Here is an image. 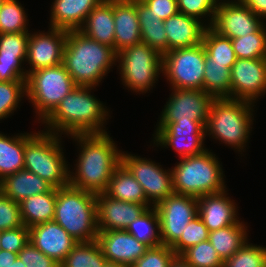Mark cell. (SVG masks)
<instances>
[{"label": "cell", "instance_id": "20", "mask_svg": "<svg viewBox=\"0 0 266 267\" xmlns=\"http://www.w3.org/2000/svg\"><path fill=\"white\" fill-rule=\"evenodd\" d=\"M97 242L107 262L129 267L149 248L126 230L99 231Z\"/></svg>", "mask_w": 266, "mask_h": 267}, {"label": "cell", "instance_id": "43", "mask_svg": "<svg viewBox=\"0 0 266 267\" xmlns=\"http://www.w3.org/2000/svg\"><path fill=\"white\" fill-rule=\"evenodd\" d=\"M209 231L199 216L192 219L185 229L179 240L171 247L176 255H181L189 247L208 240Z\"/></svg>", "mask_w": 266, "mask_h": 267}, {"label": "cell", "instance_id": "5", "mask_svg": "<svg viewBox=\"0 0 266 267\" xmlns=\"http://www.w3.org/2000/svg\"><path fill=\"white\" fill-rule=\"evenodd\" d=\"M36 130L25 131L24 169L55 188L67 186L70 162L64 148L66 136L41 130V127Z\"/></svg>", "mask_w": 266, "mask_h": 267}, {"label": "cell", "instance_id": "48", "mask_svg": "<svg viewBox=\"0 0 266 267\" xmlns=\"http://www.w3.org/2000/svg\"><path fill=\"white\" fill-rule=\"evenodd\" d=\"M156 16L163 21L177 14V0H141Z\"/></svg>", "mask_w": 266, "mask_h": 267}, {"label": "cell", "instance_id": "22", "mask_svg": "<svg viewBox=\"0 0 266 267\" xmlns=\"http://www.w3.org/2000/svg\"><path fill=\"white\" fill-rule=\"evenodd\" d=\"M29 241L48 257L61 264L78 243L55 221L40 223L29 228Z\"/></svg>", "mask_w": 266, "mask_h": 267}, {"label": "cell", "instance_id": "4", "mask_svg": "<svg viewBox=\"0 0 266 267\" xmlns=\"http://www.w3.org/2000/svg\"><path fill=\"white\" fill-rule=\"evenodd\" d=\"M63 64L76 85L99 87L116 68L117 53L80 30L67 31Z\"/></svg>", "mask_w": 266, "mask_h": 267}, {"label": "cell", "instance_id": "3", "mask_svg": "<svg viewBox=\"0 0 266 267\" xmlns=\"http://www.w3.org/2000/svg\"><path fill=\"white\" fill-rule=\"evenodd\" d=\"M257 109V105L243 100L215 99L205 126L206 140L228 146L239 156L236 159L244 162L243 157L247 159L248 143L255 130Z\"/></svg>", "mask_w": 266, "mask_h": 267}, {"label": "cell", "instance_id": "44", "mask_svg": "<svg viewBox=\"0 0 266 267\" xmlns=\"http://www.w3.org/2000/svg\"><path fill=\"white\" fill-rule=\"evenodd\" d=\"M175 256L171 247L161 244L149 247L142 257L130 267H169Z\"/></svg>", "mask_w": 266, "mask_h": 267}, {"label": "cell", "instance_id": "32", "mask_svg": "<svg viewBox=\"0 0 266 267\" xmlns=\"http://www.w3.org/2000/svg\"><path fill=\"white\" fill-rule=\"evenodd\" d=\"M137 15L140 22L141 42L154 48L162 55L168 52L164 21L152 13V10L141 0H137Z\"/></svg>", "mask_w": 266, "mask_h": 267}, {"label": "cell", "instance_id": "15", "mask_svg": "<svg viewBox=\"0 0 266 267\" xmlns=\"http://www.w3.org/2000/svg\"><path fill=\"white\" fill-rule=\"evenodd\" d=\"M47 30L30 31L25 62L27 75L33 71L63 63L67 31L52 27H48Z\"/></svg>", "mask_w": 266, "mask_h": 267}, {"label": "cell", "instance_id": "6", "mask_svg": "<svg viewBox=\"0 0 266 267\" xmlns=\"http://www.w3.org/2000/svg\"><path fill=\"white\" fill-rule=\"evenodd\" d=\"M209 149L198 155L177 159L173 164L174 193L199 198L229 188L221 159Z\"/></svg>", "mask_w": 266, "mask_h": 267}, {"label": "cell", "instance_id": "13", "mask_svg": "<svg viewBox=\"0 0 266 267\" xmlns=\"http://www.w3.org/2000/svg\"><path fill=\"white\" fill-rule=\"evenodd\" d=\"M157 123L197 120L205 126L215 98L204 90L170 88Z\"/></svg>", "mask_w": 266, "mask_h": 267}, {"label": "cell", "instance_id": "21", "mask_svg": "<svg viewBox=\"0 0 266 267\" xmlns=\"http://www.w3.org/2000/svg\"><path fill=\"white\" fill-rule=\"evenodd\" d=\"M30 32L0 34V81L26 80L25 62Z\"/></svg>", "mask_w": 266, "mask_h": 267}, {"label": "cell", "instance_id": "16", "mask_svg": "<svg viewBox=\"0 0 266 267\" xmlns=\"http://www.w3.org/2000/svg\"><path fill=\"white\" fill-rule=\"evenodd\" d=\"M231 99L258 104L266 95V58L237 59L230 70Z\"/></svg>", "mask_w": 266, "mask_h": 267}, {"label": "cell", "instance_id": "38", "mask_svg": "<svg viewBox=\"0 0 266 267\" xmlns=\"http://www.w3.org/2000/svg\"><path fill=\"white\" fill-rule=\"evenodd\" d=\"M202 44L205 48V61L235 63L237 58L230 38L223 37L207 27Z\"/></svg>", "mask_w": 266, "mask_h": 267}, {"label": "cell", "instance_id": "8", "mask_svg": "<svg viewBox=\"0 0 266 267\" xmlns=\"http://www.w3.org/2000/svg\"><path fill=\"white\" fill-rule=\"evenodd\" d=\"M162 62L163 55L144 42L121 50L117 53L116 73L120 76L123 89L131 91L137 97L153 93L159 80L163 78Z\"/></svg>", "mask_w": 266, "mask_h": 267}, {"label": "cell", "instance_id": "41", "mask_svg": "<svg viewBox=\"0 0 266 267\" xmlns=\"http://www.w3.org/2000/svg\"><path fill=\"white\" fill-rule=\"evenodd\" d=\"M181 256L193 267H223V261L209 240L189 247Z\"/></svg>", "mask_w": 266, "mask_h": 267}, {"label": "cell", "instance_id": "50", "mask_svg": "<svg viewBox=\"0 0 266 267\" xmlns=\"http://www.w3.org/2000/svg\"><path fill=\"white\" fill-rule=\"evenodd\" d=\"M18 254L7 250H0V267H12V263L17 259Z\"/></svg>", "mask_w": 266, "mask_h": 267}, {"label": "cell", "instance_id": "29", "mask_svg": "<svg viewBox=\"0 0 266 267\" xmlns=\"http://www.w3.org/2000/svg\"><path fill=\"white\" fill-rule=\"evenodd\" d=\"M105 193L114 199L143 204L147 209L152 207L143 187L122 163L114 170Z\"/></svg>", "mask_w": 266, "mask_h": 267}, {"label": "cell", "instance_id": "27", "mask_svg": "<svg viewBox=\"0 0 266 267\" xmlns=\"http://www.w3.org/2000/svg\"><path fill=\"white\" fill-rule=\"evenodd\" d=\"M52 188L45 179L26 169L8 175L0 181V191L17 203L33 195L47 193Z\"/></svg>", "mask_w": 266, "mask_h": 267}, {"label": "cell", "instance_id": "33", "mask_svg": "<svg viewBox=\"0 0 266 267\" xmlns=\"http://www.w3.org/2000/svg\"><path fill=\"white\" fill-rule=\"evenodd\" d=\"M233 64L205 61L203 90L215 99H231L230 70Z\"/></svg>", "mask_w": 266, "mask_h": 267}, {"label": "cell", "instance_id": "39", "mask_svg": "<svg viewBox=\"0 0 266 267\" xmlns=\"http://www.w3.org/2000/svg\"><path fill=\"white\" fill-rule=\"evenodd\" d=\"M237 59L266 58V23L256 32L231 39Z\"/></svg>", "mask_w": 266, "mask_h": 267}, {"label": "cell", "instance_id": "23", "mask_svg": "<svg viewBox=\"0 0 266 267\" xmlns=\"http://www.w3.org/2000/svg\"><path fill=\"white\" fill-rule=\"evenodd\" d=\"M115 52L141 42L137 0H113Z\"/></svg>", "mask_w": 266, "mask_h": 267}, {"label": "cell", "instance_id": "17", "mask_svg": "<svg viewBox=\"0 0 266 267\" xmlns=\"http://www.w3.org/2000/svg\"><path fill=\"white\" fill-rule=\"evenodd\" d=\"M265 22L241 1H219L210 26L219 35L235 39L256 33Z\"/></svg>", "mask_w": 266, "mask_h": 267}, {"label": "cell", "instance_id": "24", "mask_svg": "<svg viewBox=\"0 0 266 267\" xmlns=\"http://www.w3.org/2000/svg\"><path fill=\"white\" fill-rule=\"evenodd\" d=\"M102 0H52L47 27L79 30L88 14Z\"/></svg>", "mask_w": 266, "mask_h": 267}, {"label": "cell", "instance_id": "47", "mask_svg": "<svg viewBox=\"0 0 266 267\" xmlns=\"http://www.w3.org/2000/svg\"><path fill=\"white\" fill-rule=\"evenodd\" d=\"M18 258L24 267H60L59 263L37 249L30 241L20 250Z\"/></svg>", "mask_w": 266, "mask_h": 267}, {"label": "cell", "instance_id": "51", "mask_svg": "<svg viewBox=\"0 0 266 267\" xmlns=\"http://www.w3.org/2000/svg\"><path fill=\"white\" fill-rule=\"evenodd\" d=\"M169 267H193L190 263H188L181 255H176Z\"/></svg>", "mask_w": 266, "mask_h": 267}, {"label": "cell", "instance_id": "37", "mask_svg": "<svg viewBox=\"0 0 266 267\" xmlns=\"http://www.w3.org/2000/svg\"><path fill=\"white\" fill-rule=\"evenodd\" d=\"M24 100H27L26 80L0 81V123L12 118Z\"/></svg>", "mask_w": 266, "mask_h": 267}, {"label": "cell", "instance_id": "11", "mask_svg": "<svg viewBox=\"0 0 266 267\" xmlns=\"http://www.w3.org/2000/svg\"><path fill=\"white\" fill-rule=\"evenodd\" d=\"M204 66L205 48L202 43L163 54V77L170 88L203 90Z\"/></svg>", "mask_w": 266, "mask_h": 267}, {"label": "cell", "instance_id": "31", "mask_svg": "<svg viewBox=\"0 0 266 267\" xmlns=\"http://www.w3.org/2000/svg\"><path fill=\"white\" fill-rule=\"evenodd\" d=\"M57 188L49 192L33 195L19 203L23 224L28 228L48 221H53Z\"/></svg>", "mask_w": 266, "mask_h": 267}, {"label": "cell", "instance_id": "45", "mask_svg": "<svg viewBox=\"0 0 266 267\" xmlns=\"http://www.w3.org/2000/svg\"><path fill=\"white\" fill-rule=\"evenodd\" d=\"M24 226L19 203L0 191V231Z\"/></svg>", "mask_w": 266, "mask_h": 267}, {"label": "cell", "instance_id": "18", "mask_svg": "<svg viewBox=\"0 0 266 267\" xmlns=\"http://www.w3.org/2000/svg\"><path fill=\"white\" fill-rule=\"evenodd\" d=\"M229 189L197 198L198 216L208 231L235 224L240 218L237 200L229 195Z\"/></svg>", "mask_w": 266, "mask_h": 267}, {"label": "cell", "instance_id": "46", "mask_svg": "<svg viewBox=\"0 0 266 267\" xmlns=\"http://www.w3.org/2000/svg\"><path fill=\"white\" fill-rule=\"evenodd\" d=\"M29 242V228L20 226L15 229H7L1 232L0 248L13 253L20 250Z\"/></svg>", "mask_w": 266, "mask_h": 267}, {"label": "cell", "instance_id": "52", "mask_svg": "<svg viewBox=\"0 0 266 267\" xmlns=\"http://www.w3.org/2000/svg\"><path fill=\"white\" fill-rule=\"evenodd\" d=\"M104 267H129V266L122 265V264H119V263L106 262Z\"/></svg>", "mask_w": 266, "mask_h": 267}, {"label": "cell", "instance_id": "55", "mask_svg": "<svg viewBox=\"0 0 266 267\" xmlns=\"http://www.w3.org/2000/svg\"><path fill=\"white\" fill-rule=\"evenodd\" d=\"M4 1L5 0H0V7L2 6V4H3Z\"/></svg>", "mask_w": 266, "mask_h": 267}, {"label": "cell", "instance_id": "30", "mask_svg": "<svg viewBox=\"0 0 266 267\" xmlns=\"http://www.w3.org/2000/svg\"><path fill=\"white\" fill-rule=\"evenodd\" d=\"M0 131V181L24 169L25 132Z\"/></svg>", "mask_w": 266, "mask_h": 267}, {"label": "cell", "instance_id": "25", "mask_svg": "<svg viewBox=\"0 0 266 267\" xmlns=\"http://www.w3.org/2000/svg\"><path fill=\"white\" fill-rule=\"evenodd\" d=\"M168 51L202 43L207 26L200 20L178 12L164 21Z\"/></svg>", "mask_w": 266, "mask_h": 267}, {"label": "cell", "instance_id": "19", "mask_svg": "<svg viewBox=\"0 0 266 267\" xmlns=\"http://www.w3.org/2000/svg\"><path fill=\"white\" fill-rule=\"evenodd\" d=\"M96 208L99 231L126 230L147 210L143 204L114 199L105 192L97 194Z\"/></svg>", "mask_w": 266, "mask_h": 267}, {"label": "cell", "instance_id": "14", "mask_svg": "<svg viewBox=\"0 0 266 267\" xmlns=\"http://www.w3.org/2000/svg\"><path fill=\"white\" fill-rule=\"evenodd\" d=\"M155 208L159 216L161 243L169 247L179 240L187 224L198 216L197 198L188 195L173 193Z\"/></svg>", "mask_w": 266, "mask_h": 267}, {"label": "cell", "instance_id": "42", "mask_svg": "<svg viewBox=\"0 0 266 267\" xmlns=\"http://www.w3.org/2000/svg\"><path fill=\"white\" fill-rule=\"evenodd\" d=\"M219 0H177L178 11L194 17L210 27Z\"/></svg>", "mask_w": 266, "mask_h": 267}, {"label": "cell", "instance_id": "26", "mask_svg": "<svg viewBox=\"0 0 266 267\" xmlns=\"http://www.w3.org/2000/svg\"><path fill=\"white\" fill-rule=\"evenodd\" d=\"M113 0H102L86 17L79 29L86 36L115 51Z\"/></svg>", "mask_w": 266, "mask_h": 267}, {"label": "cell", "instance_id": "36", "mask_svg": "<svg viewBox=\"0 0 266 267\" xmlns=\"http://www.w3.org/2000/svg\"><path fill=\"white\" fill-rule=\"evenodd\" d=\"M106 262L97 240H94L78 242L60 267H104Z\"/></svg>", "mask_w": 266, "mask_h": 267}, {"label": "cell", "instance_id": "54", "mask_svg": "<svg viewBox=\"0 0 266 267\" xmlns=\"http://www.w3.org/2000/svg\"><path fill=\"white\" fill-rule=\"evenodd\" d=\"M219 1H243V0H219Z\"/></svg>", "mask_w": 266, "mask_h": 267}, {"label": "cell", "instance_id": "1", "mask_svg": "<svg viewBox=\"0 0 266 267\" xmlns=\"http://www.w3.org/2000/svg\"><path fill=\"white\" fill-rule=\"evenodd\" d=\"M67 139L77 149L74 166L69 164V184L95 194L105 192L114 170L121 164L123 149L118 142L109 132L73 134Z\"/></svg>", "mask_w": 266, "mask_h": 267}, {"label": "cell", "instance_id": "9", "mask_svg": "<svg viewBox=\"0 0 266 267\" xmlns=\"http://www.w3.org/2000/svg\"><path fill=\"white\" fill-rule=\"evenodd\" d=\"M75 87L63 63L29 73L26 91L27 101L33 107L36 118L33 121L40 124Z\"/></svg>", "mask_w": 266, "mask_h": 267}, {"label": "cell", "instance_id": "49", "mask_svg": "<svg viewBox=\"0 0 266 267\" xmlns=\"http://www.w3.org/2000/svg\"><path fill=\"white\" fill-rule=\"evenodd\" d=\"M242 2L266 23V0H243Z\"/></svg>", "mask_w": 266, "mask_h": 267}, {"label": "cell", "instance_id": "10", "mask_svg": "<svg viewBox=\"0 0 266 267\" xmlns=\"http://www.w3.org/2000/svg\"><path fill=\"white\" fill-rule=\"evenodd\" d=\"M154 126L155 130L148 147L152 152L172 149L176 153L175 156L178 155L180 159L201 154L208 149L206 128L200 121L189 119L176 123H156Z\"/></svg>", "mask_w": 266, "mask_h": 267}, {"label": "cell", "instance_id": "35", "mask_svg": "<svg viewBox=\"0 0 266 267\" xmlns=\"http://www.w3.org/2000/svg\"><path fill=\"white\" fill-rule=\"evenodd\" d=\"M28 9L19 0H5L0 7V34L30 32Z\"/></svg>", "mask_w": 266, "mask_h": 267}, {"label": "cell", "instance_id": "7", "mask_svg": "<svg viewBox=\"0 0 266 267\" xmlns=\"http://www.w3.org/2000/svg\"><path fill=\"white\" fill-rule=\"evenodd\" d=\"M96 196L70 184L57 188L53 221L78 242L97 240Z\"/></svg>", "mask_w": 266, "mask_h": 267}, {"label": "cell", "instance_id": "53", "mask_svg": "<svg viewBox=\"0 0 266 267\" xmlns=\"http://www.w3.org/2000/svg\"><path fill=\"white\" fill-rule=\"evenodd\" d=\"M12 267H24L21 259L17 257V259L12 263Z\"/></svg>", "mask_w": 266, "mask_h": 267}, {"label": "cell", "instance_id": "2", "mask_svg": "<svg viewBox=\"0 0 266 267\" xmlns=\"http://www.w3.org/2000/svg\"><path fill=\"white\" fill-rule=\"evenodd\" d=\"M97 88L76 85L40 123L41 129L66 137L73 134L110 133L107 123L114 117L111 116L113 110L106 101L95 97Z\"/></svg>", "mask_w": 266, "mask_h": 267}, {"label": "cell", "instance_id": "40", "mask_svg": "<svg viewBox=\"0 0 266 267\" xmlns=\"http://www.w3.org/2000/svg\"><path fill=\"white\" fill-rule=\"evenodd\" d=\"M248 241L229 259L223 267H266V245H257Z\"/></svg>", "mask_w": 266, "mask_h": 267}, {"label": "cell", "instance_id": "28", "mask_svg": "<svg viewBox=\"0 0 266 267\" xmlns=\"http://www.w3.org/2000/svg\"><path fill=\"white\" fill-rule=\"evenodd\" d=\"M249 227L250 224L248 226V222L242 217L231 226L209 232L208 240L223 262L239 250L249 238L252 239L249 236Z\"/></svg>", "mask_w": 266, "mask_h": 267}, {"label": "cell", "instance_id": "12", "mask_svg": "<svg viewBox=\"0 0 266 267\" xmlns=\"http://www.w3.org/2000/svg\"><path fill=\"white\" fill-rule=\"evenodd\" d=\"M156 161L124 149L121 156V163L143 187L146 200L152 207L174 193L171 168Z\"/></svg>", "mask_w": 266, "mask_h": 267}, {"label": "cell", "instance_id": "34", "mask_svg": "<svg viewBox=\"0 0 266 267\" xmlns=\"http://www.w3.org/2000/svg\"><path fill=\"white\" fill-rule=\"evenodd\" d=\"M139 242L148 247L161 245L159 216L155 207L148 208L126 229Z\"/></svg>", "mask_w": 266, "mask_h": 267}]
</instances>
